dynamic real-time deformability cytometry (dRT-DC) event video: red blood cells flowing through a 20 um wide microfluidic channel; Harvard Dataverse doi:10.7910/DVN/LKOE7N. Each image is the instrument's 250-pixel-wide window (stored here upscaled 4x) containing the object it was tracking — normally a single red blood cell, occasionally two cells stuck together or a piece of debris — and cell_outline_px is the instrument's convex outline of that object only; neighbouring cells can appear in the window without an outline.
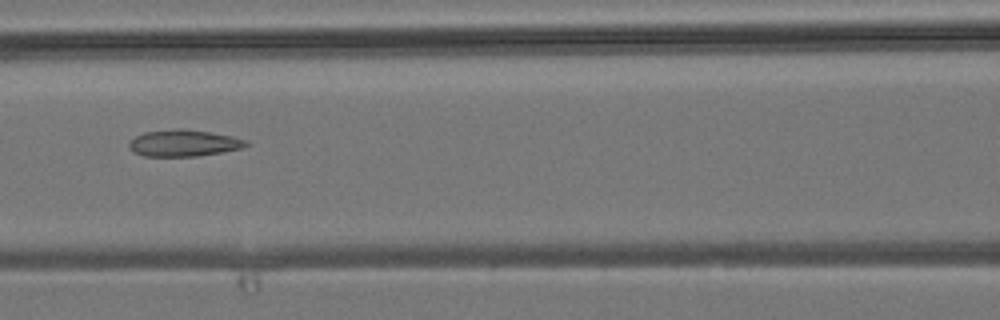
{"species": "common noctule bat (a hibernating species)", "species_latin": "Nyctalus noctula", "temperature_condition": "room temperature", "stored_images_in_passage": 3, "camera_frame_rate_fps": 3000, "um_per_image_px": 0.085, "animal": {"sex": "male", "body_mass_g": 19.2, "forearm_length_mm": 51.8}, "frame": {"image": 1, "passage_image": 3, "time_ms": 2.0, "image_size_px": [1000, 320], "cell_outline_px": [[248, 144], [240, 148], [220, 152], [196, 156], [144, 156], [132, 152], [128, 148], [128, 144], [136, 136], [144, 132], [176, 128], [180, 128], [208, 132], [232, 136], [248, 140]], "centroid_in_image_um": [15.57, 12.16], "position_along_channel_um": 151.0, "area_um2": 18.03}}